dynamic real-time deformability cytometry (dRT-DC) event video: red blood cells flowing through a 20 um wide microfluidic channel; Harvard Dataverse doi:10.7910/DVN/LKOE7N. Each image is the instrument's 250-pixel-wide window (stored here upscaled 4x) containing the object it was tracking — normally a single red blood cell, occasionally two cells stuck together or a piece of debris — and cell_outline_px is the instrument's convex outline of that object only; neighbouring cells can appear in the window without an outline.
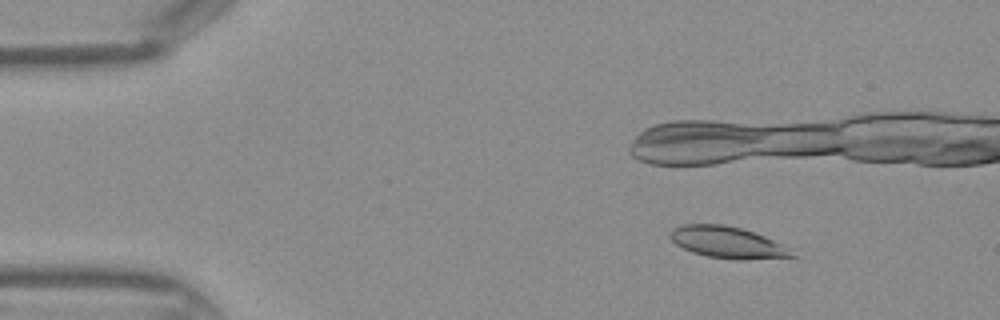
{"species": "Egyptian fruit bat (a non-hibernating species)", "species_latin": "Rousettus aegyptiacus", "temperature_condition": "warm", "stored_images_in_passage": 39, "camera_frame_rate_fps": 3000, "um_per_image_px": 0.085, "frame": {"image": 1, "passage_image": 6, "time_ms": 1.667, "image_size_px": [1000, 320], "cell_outline_px": [[796, 256], [744, 260], [740, 260], [708, 256], [692, 252], [676, 244], [668, 236], [672, 228], [684, 224], [724, 224], [740, 228], [764, 236], [788, 248]], "centroid_in_image_um": [61.78, 20.59], "position_along_channel_um": 23.2, "area_um2": 22.08}}